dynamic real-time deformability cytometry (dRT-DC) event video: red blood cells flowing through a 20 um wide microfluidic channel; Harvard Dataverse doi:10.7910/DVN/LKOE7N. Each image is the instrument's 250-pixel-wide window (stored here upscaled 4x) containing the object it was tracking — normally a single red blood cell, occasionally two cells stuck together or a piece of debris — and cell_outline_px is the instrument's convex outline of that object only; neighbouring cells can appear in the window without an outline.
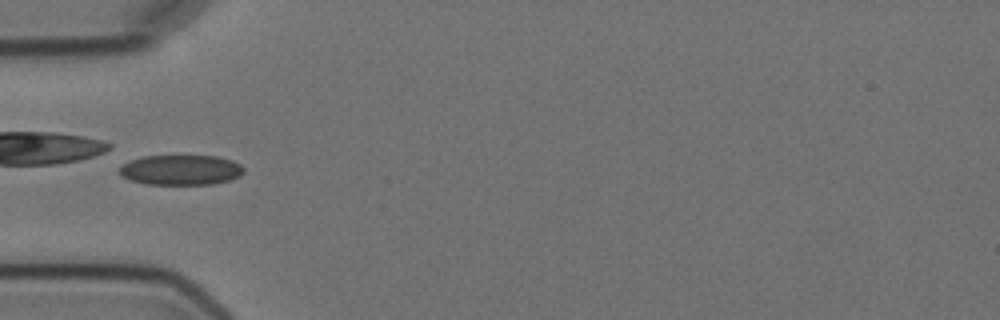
{"species": "Egyptian fruit bat (a non-hibernating species)", "species_latin": "Rousettus aegyptiacus", "temperature_condition": "cold", "stored_images_in_passage": 10, "camera_frame_rate_fps": 3000, "um_per_image_px": 0.085, "animal": {"sex": "female"}, "frame": {"image": 1, "passage_image": 6, "time_ms": 6.0, "image_size_px": [1000, 320], "cell_outline_px": [[244, 172], [240, 176], [228, 180], [212, 184], [144, 184], [120, 176], [116, 172], [120, 164], [128, 160], [144, 156], [216, 156], [232, 160], [240, 164], [244, 168]], "centroid_in_image_um": [15.31, 14.44], "position_along_channel_um": 69.7, "area_um2": 22.08}}
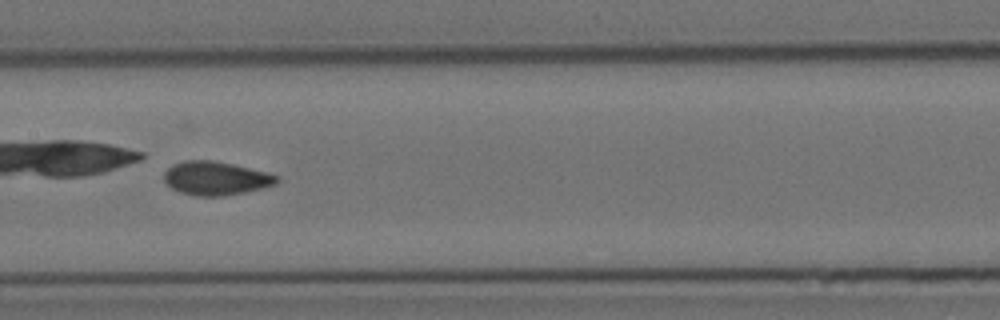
{"frame": {"image": 2, "passage_image": 9, "time_ms": 9.333, "image_size_px": [1000, 320], "cell_outline_px": [[280, 180], [276, 184], [244, 192], [224, 196], [196, 196], [180, 192], [172, 188], [164, 180], [164, 172], [172, 164], [184, 160], [212, 160], [232, 164], [268, 172], [280, 176]], "centroid_in_image_um": [18.35, 15.15], "position_along_channel_um": 189.1, "area_um2": 22.14}}
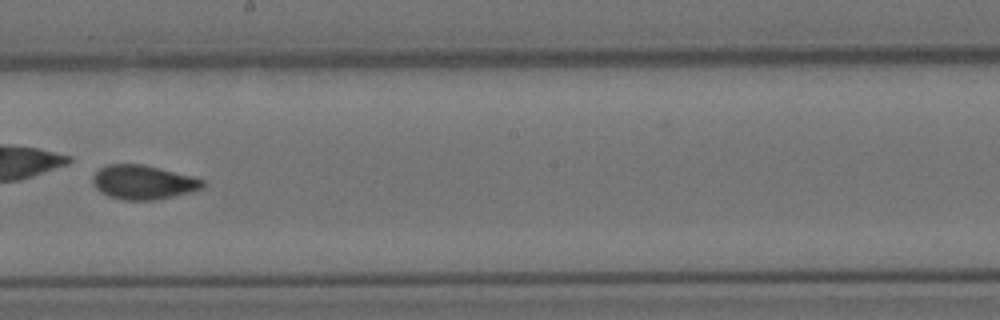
{"frame": {"image": 3, "passage_image": 10, "time_ms": 10.667, "image_size_px": [1000, 320], "cell_outline_px": [[204, 188], [192, 192], [156, 200], [124, 200], [108, 196], [100, 192], [92, 184], [92, 176], [100, 168], [108, 164], [144, 164], [160, 168], [204, 180]], "centroid_in_image_um": [12.15, 15.5], "position_along_channel_um": 236.1, "area_um2": 21.96}}